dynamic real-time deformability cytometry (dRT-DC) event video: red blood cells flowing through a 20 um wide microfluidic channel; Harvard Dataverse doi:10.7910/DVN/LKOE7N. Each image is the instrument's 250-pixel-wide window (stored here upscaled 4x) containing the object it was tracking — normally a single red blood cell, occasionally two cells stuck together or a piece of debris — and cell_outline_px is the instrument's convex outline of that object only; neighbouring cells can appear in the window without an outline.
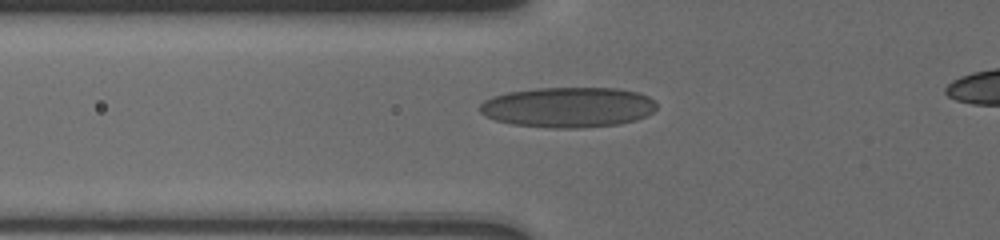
{"species": "human", "species_latin": "Homo sapiens", "temperature_condition": "cold", "stored_images_in_passage": 25, "camera_frame_rate_fps": 3000, "um_per_image_px": 0.085, "donor": {"sex": "male"}, "frame": {"image": 1, "passage_image": 5, "time_ms": 2.0, "image_size_px": [1000, 240], "cell_outline_px": [[656, 108], [652, 112], [636, 120], [616, 124], [580, 128], [552, 128], [512, 124], [496, 120], [484, 116], [480, 112], [480, 104], [484, 100], [492, 96], [508, 92], [540, 88], [616, 88], [636, 92], [648, 96], [656, 104]], "centroid_in_image_um": [48.25, 9.11], "position_along_channel_um": 77.5, "area_um2": 41.38}}
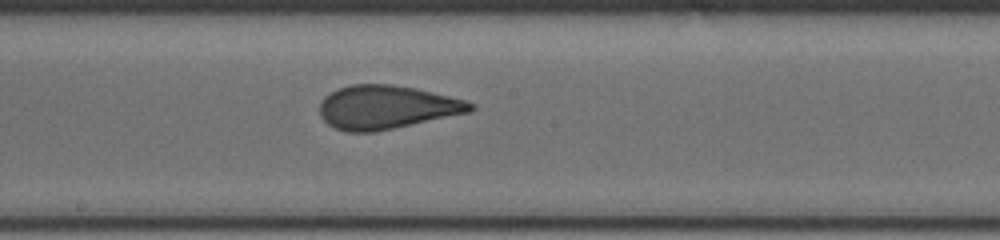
{"frame": {"image": 2, "passage_image": 12, "time_ms": 5.667, "image_size_px": [1000, 240], "cell_outline_px": [[476, 108], [472, 112], [376, 132], [348, 132], [336, 128], [328, 124], [320, 116], [320, 100], [324, 96], [340, 88], [352, 84], [392, 84], [416, 88], [464, 100], [476, 104]], "centroid_in_image_um": [32.88, 9.12], "position_along_channel_um": 215.3, "area_um2": 38.44}}
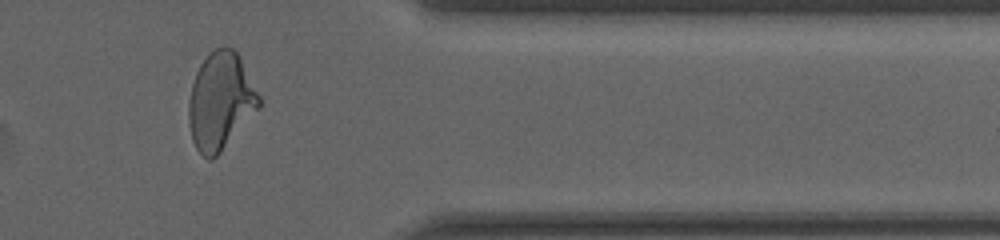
{"frame": {"image": 3, "passage_image": 22, "time_ms": 10.667, "image_size_px": [1000, 240], "cell_outline_px": [[260, 108], [220, 152], [212, 160], [208, 160], [196, 148], [192, 140], [188, 124], [188, 100], [192, 84], [196, 72], [200, 64], [208, 52], [224, 44], [232, 48], [240, 56], [260, 96]], "centroid_in_image_um": [18.73, 8.57], "position_along_channel_um": 392.7, "area_um2": 40.11}, "authors_computed_cell_mechanics": {"area_um2": 38.0902, "velocity_mm_per_s": 3.747, "shape_relaxation_time_tau1_ms": 7.6867, "shape_relaxation_time_tau2_ms": 0.7764, "deformation_change_tau1": 0.1996, "deformation_change_tau2": 0.049}}